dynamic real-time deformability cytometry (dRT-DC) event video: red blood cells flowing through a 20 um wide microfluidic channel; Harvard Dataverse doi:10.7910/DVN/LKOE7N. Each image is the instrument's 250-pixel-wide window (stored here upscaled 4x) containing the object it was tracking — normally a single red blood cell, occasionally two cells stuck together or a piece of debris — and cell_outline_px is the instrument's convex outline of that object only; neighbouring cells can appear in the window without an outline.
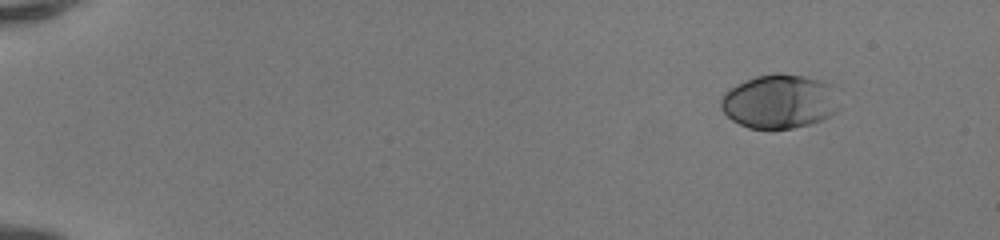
{"species": "human", "species_latin": "Homo sapiens", "temperature_condition": "room temperature", "stored_images_in_passage": 46, "camera_frame_rate_fps": 3000, "um_per_image_px": 0.085, "donor": {"sex": "female"}, "frame": {"image": 1, "passage_image": 1, "time_ms": 0.0, "image_size_px": [1000, 240], "cell_outline_px": [[836, 112], [820, 120], [808, 124], [792, 128], [748, 128], [732, 120], [720, 108], [720, 100], [724, 92], [736, 84], [756, 76], [776, 72], [780, 72], [800, 76], [832, 84], [836, 108]], "centroid_in_image_um": [66.17, 8.61], "position_along_channel_um": 18.8, "area_um2": 36.76}}
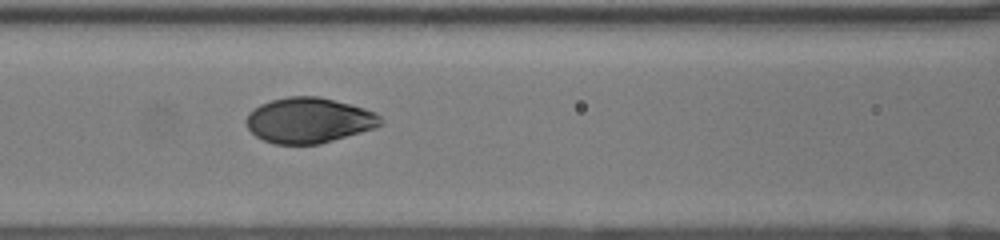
{"frame": {"image": 2, "passage_image": 20, "time_ms": 6.333, "image_size_px": [1000, 240], "cell_outline_px": [[384, 124], [376, 128], [320, 144], [276, 144], [264, 140], [256, 136], [248, 128], [244, 120], [248, 112], [260, 104], [272, 100], [288, 96], [320, 96], [364, 108], [376, 112], [384, 120]], "centroid_in_image_um": [26.27, 10.22], "position_along_channel_um": 140.3, "area_um2": 35.84}}
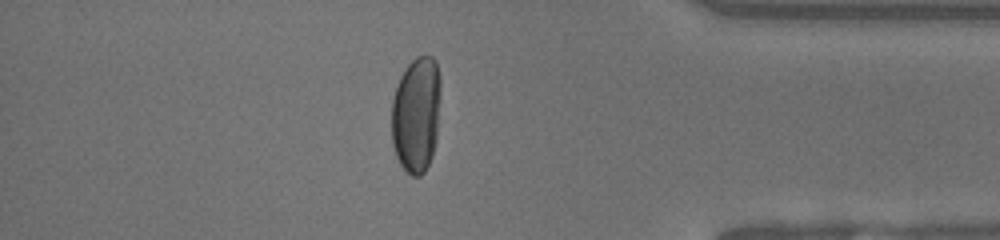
{"frame": {"image": 3, "passage_image": 40, "time_ms": 13.0, "image_size_px": [1000, 240], "cell_outline_px": [[440, 100], [436, 140], [432, 156], [424, 172], [420, 176], [412, 176], [400, 164], [396, 156], [392, 144], [392, 100], [400, 76], [408, 64], [416, 56], [432, 56], [436, 60], [440, 76]], "centroid_in_image_um": [35.39, 9.71], "position_along_channel_um": 399.8, "area_um2": 33.41}, "authors_computed_cell_mechanics": {"area_um2": 36.0094, "velocity_mm_per_s": 4.1961, "shape_relaxation_time_tau1_ms": 3.8598, "shape_relaxation_time_tau2_ms": null, "deformation_change_tau1": 0.2107, "deformation_change_tau2": null}}